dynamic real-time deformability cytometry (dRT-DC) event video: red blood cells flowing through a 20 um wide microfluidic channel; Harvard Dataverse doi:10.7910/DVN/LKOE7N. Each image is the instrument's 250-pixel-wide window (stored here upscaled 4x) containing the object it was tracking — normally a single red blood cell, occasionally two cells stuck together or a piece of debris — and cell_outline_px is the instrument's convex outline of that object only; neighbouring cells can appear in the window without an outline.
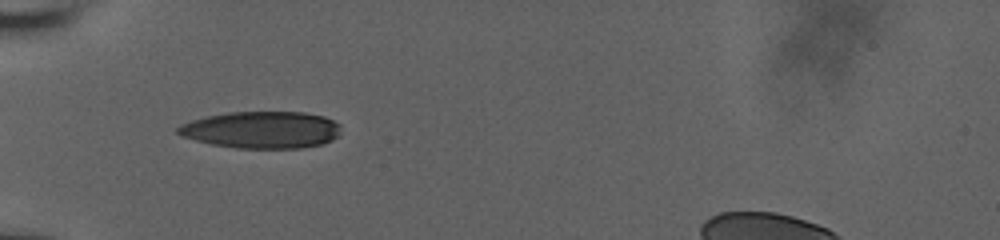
{"species": "human", "species_latin": "Homo sapiens", "temperature_condition": "room temperature", "stored_images_in_passage": 35, "camera_frame_rate_fps": 3000, "um_per_image_px": 0.085, "donor": {"sex": "male"}, "frame": {"image": 1, "passage_image": 1, "time_ms": 0.0, "image_size_px": [1000, 240], "cell_outline_px": [[340, 132], [332, 140], [320, 144], [300, 148], [236, 148], [212, 144], [180, 136], [176, 132], [176, 128], [180, 124], [192, 120], [208, 116], [228, 112], [304, 112], [324, 116], [340, 124]], "centroid_in_image_um": [22.22, 11.03], "position_along_channel_um": 62.8, "area_um2": 35.08}}
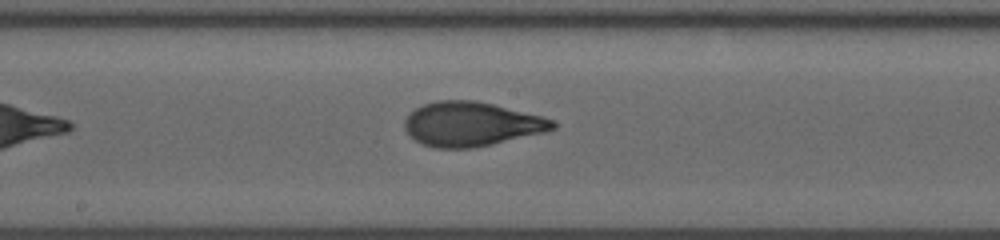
{"frame": {"image": 2, "passage_image": 13, "time_ms": 4.0, "image_size_px": [1000, 240], "cell_outline_px": [[556, 128], [544, 132], [492, 144], [472, 148], [432, 148], [420, 144], [404, 128], [404, 120], [416, 108], [424, 104], [436, 100], [476, 100], [544, 116], [552, 120], [556, 124]], "centroid_in_image_um": [40.06, 10.54], "position_along_channel_um": 208.1, "area_um2": 38.21}}
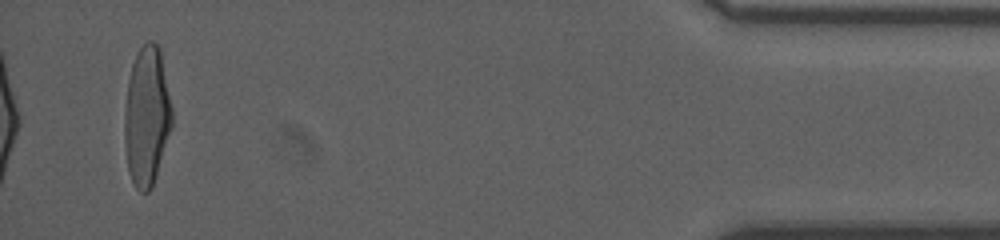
{"frame": {"image": 3, "passage_image": 35, "time_ms": 11.333, "image_size_px": [1000, 240], "cell_outline_px": [[172, 124], [152, 188], [148, 192], [140, 192], [136, 188], [132, 180], [128, 168], [124, 140], [124, 116], [128, 80], [132, 64], [136, 52], [148, 40], [152, 40], [160, 48], [172, 108]], "centroid_in_image_um": [12.47, 9.85], "position_along_channel_um": 422.7, "area_um2": 38.38}, "authors_computed_cell_mechanics": {"area_um2": 37.6856, "velocity_mm_per_s": 3.8574, "shape_relaxation_time_tau1_ms": 4.682, "shape_relaxation_time_tau2_ms": 0.8478, "deformation_change_tau1": 0.1994, "deformation_change_tau2": 0.0742}}